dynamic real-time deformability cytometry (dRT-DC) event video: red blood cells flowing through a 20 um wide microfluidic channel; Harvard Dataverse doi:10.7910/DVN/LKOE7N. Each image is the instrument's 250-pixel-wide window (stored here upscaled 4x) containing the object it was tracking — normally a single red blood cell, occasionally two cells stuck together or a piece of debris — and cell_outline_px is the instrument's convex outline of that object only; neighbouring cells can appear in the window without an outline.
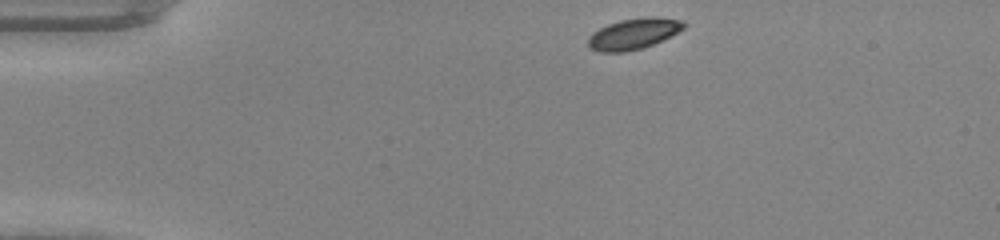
{"species": "common noctule bat (a hibernating species)", "species_latin": "Nyctalus noctula", "temperature_condition": "warm", "stored_images_in_passage": 40, "camera_frame_rate_fps": 3000, "um_per_image_px": 0.085, "animal": {"sex": "male", "body_mass_g": 20.0, "forearm_length_mm": 53.3}, "frame": {"image": 1, "passage_image": 1, "time_ms": 0.0, "image_size_px": [1000, 240], "cell_outline_px": [[684, 28], [652, 44], [640, 48], [624, 52], [600, 52], [588, 48], [588, 36], [592, 32], [608, 24], [620, 20], [684, 20]], "centroid_in_image_um": [53.7, 2.94], "position_along_channel_um": 31.3, "area_um2": 16.07}}
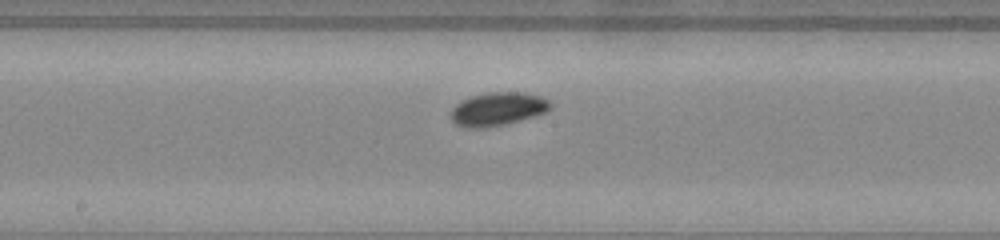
{"frame": {"image": 2, "passage_image": 18, "time_ms": 5.667, "image_size_px": [1000, 240], "cell_outline_px": [[552, 108], [544, 112], [508, 124], [488, 128], [464, 128], [456, 124], [448, 116], [452, 108], [460, 100], [472, 96], [488, 92], [524, 92], [540, 96], [548, 100], [552, 104]], "centroid_in_image_um": [42.26, 9.27], "position_along_channel_um": 205.9, "area_um2": 19.65}}
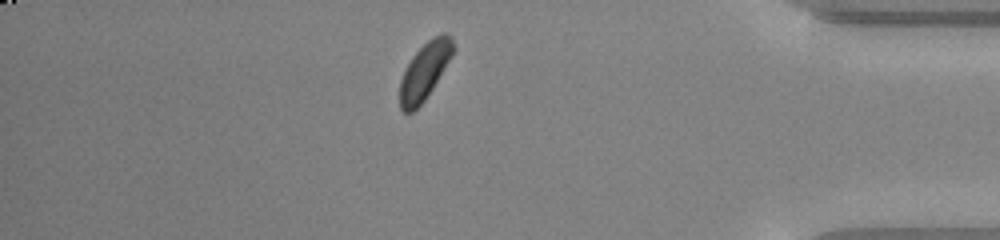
{"frame": {"image": 3, "passage_image": 34, "time_ms": 11.0, "image_size_px": [1000, 240], "cell_outline_px": [[456, 48], [452, 56], [432, 88], [424, 100], [412, 112], [404, 112], [400, 108], [400, 80], [412, 56], [428, 40], [440, 32], [448, 32], [452, 36]], "centroid_in_image_um": [36.13, 5.98], "position_along_channel_um": 399.1, "area_um2": 17.57}}